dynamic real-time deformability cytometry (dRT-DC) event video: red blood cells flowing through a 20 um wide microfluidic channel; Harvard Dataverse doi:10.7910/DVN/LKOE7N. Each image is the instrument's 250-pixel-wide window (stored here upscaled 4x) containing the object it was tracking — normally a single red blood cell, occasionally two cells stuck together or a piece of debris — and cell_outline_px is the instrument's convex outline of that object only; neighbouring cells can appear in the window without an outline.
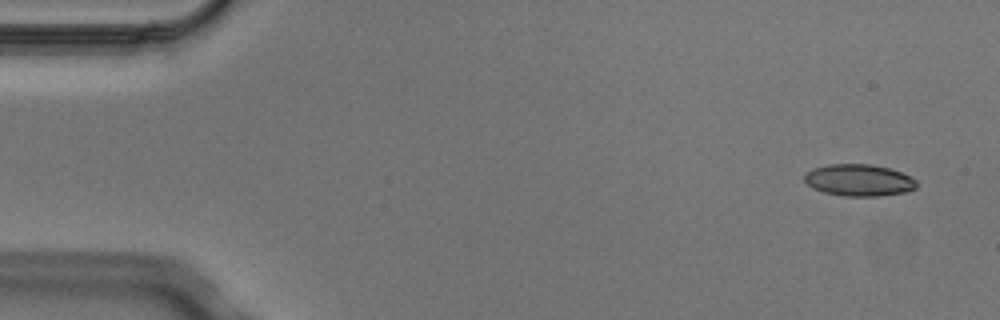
{"species": "Egyptian fruit bat (a non-hibernating species)", "species_latin": "Rousettus aegyptiacus", "temperature_condition": "cold", "stored_images_in_passage": 3, "camera_frame_rate_fps": 3000, "um_per_image_px": 0.085, "animal": {"sex": "male"}, "frame": {"image": 1, "passage_image": 1, "time_ms": 0.0, "image_size_px": [1000, 320], "cell_outline_px": [[916, 188], [904, 192], [880, 196], [844, 196], [824, 192], [812, 188], [804, 180], [804, 172], [812, 168], [828, 164], [872, 164], [888, 168], [900, 172], [916, 180]], "centroid_in_image_um": [72.96, 15.31], "position_along_channel_um": 12.0, "area_um2": 20.81}}